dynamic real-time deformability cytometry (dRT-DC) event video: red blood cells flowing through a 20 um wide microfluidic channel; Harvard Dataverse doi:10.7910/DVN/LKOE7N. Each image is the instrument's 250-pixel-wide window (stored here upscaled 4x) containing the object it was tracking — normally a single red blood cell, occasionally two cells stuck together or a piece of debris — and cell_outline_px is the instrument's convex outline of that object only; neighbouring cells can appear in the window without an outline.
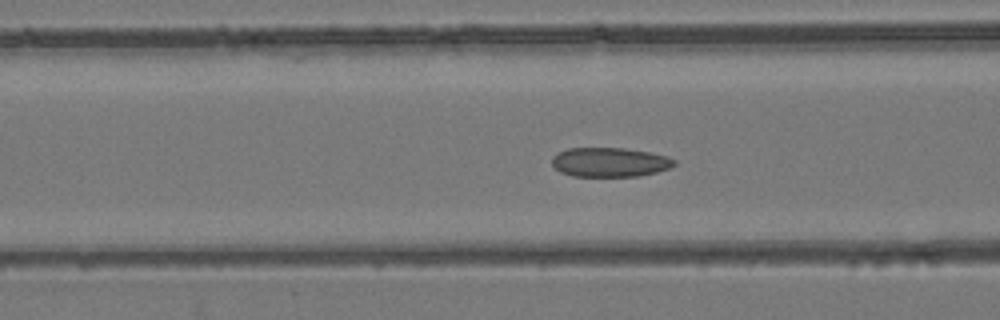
{"species": "common noctule bat (a hibernating species)", "species_latin": "Nyctalus noctula", "temperature_condition": "room temperature", "stored_images_in_passage": 37, "camera_frame_rate_fps": 3000, "um_per_image_px": 0.085, "animal": {"sex": "female", "body_mass_g": 24.6, "forearm_length_mm": 56.2}, "frame": {"image": 1, "passage_image": 5, "time_ms": 1.333, "image_size_px": [1000, 320], "cell_outline_px": [[676, 164], [668, 168], [656, 172], [640, 176], [572, 176], [560, 172], [552, 164], [552, 156], [556, 152], [568, 148], [624, 148], [648, 152], [668, 156], [676, 160]], "centroid_in_image_um": [51.81, 13.78], "position_along_channel_um": 114.8, "area_um2": 20.98}}
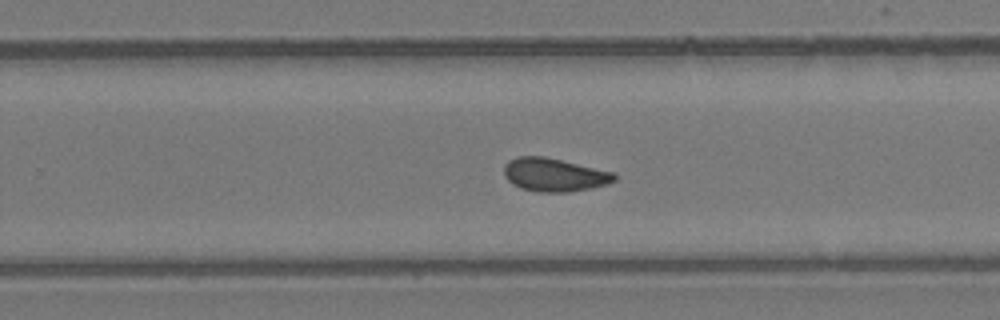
{"frame": {"image": 2, "passage_image": 18, "time_ms": 5.667, "image_size_px": [1000, 320], "cell_outline_px": [[616, 180], [608, 184], [592, 188], [568, 192], [536, 192], [520, 188], [512, 184], [504, 176], [504, 164], [508, 160], [516, 156], [544, 156], [616, 172]], "centroid_in_image_um": [47.11, 14.85], "position_along_channel_um": 282.7, "area_um2": 21.79}}
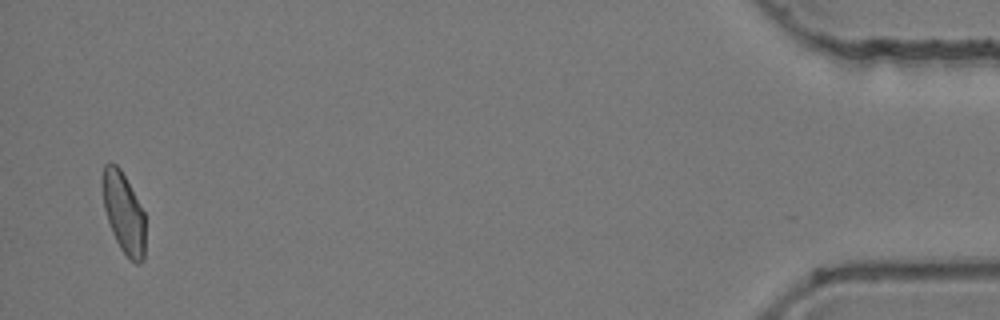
{"frame": {"image": 3, "passage_image": 36, "time_ms": 11.667, "image_size_px": [1000, 320], "cell_outline_px": [[144, 260], [140, 264], [136, 264], [120, 248], [112, 232], [104, 208], [100, 184], [100, 180], [104, 164], [116, 164], [120, 168], [144, 212]], "centroid_in_image_um": [10.48, 18.06], "position_along_channel_um": 424.7, "area_um2": 20.11}, "authors_computed_cell_mechanics": {"area_um2": 20.9236, "velocity_mm_per_s": 3.8786, "shape_relaxation_time_tau1_ms": null, "shape_relaxation_time_tau2_ms": 1.6946, "deformation_change_tau1": null, "deformation_change_tau2": 0.0754}}